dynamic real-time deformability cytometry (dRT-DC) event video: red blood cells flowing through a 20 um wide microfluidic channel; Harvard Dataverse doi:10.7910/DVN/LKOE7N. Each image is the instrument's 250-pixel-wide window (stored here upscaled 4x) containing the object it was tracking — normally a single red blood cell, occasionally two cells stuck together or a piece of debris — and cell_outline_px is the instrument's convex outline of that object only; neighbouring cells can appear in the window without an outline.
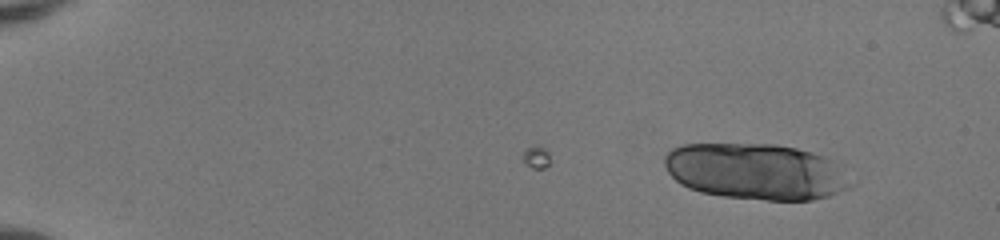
{"species": "human", "species_latin": "Homo sapiens", "temperature_condition": "room temperature", "stored_images_in_passage": 17, "camera_frame_rate_fps": 3000, "um_per_image_px": 0.085, "donor": {"sex": "female"}, "frame": {"image": 1, "passage_image": 17, "time_ms": 5.333, "image_size_px": [1000, 240], "cell_outline_px": [[856, 184], [848, 188], [828, 196], [812, 200], [768, 200], [724, 196], [700, 192], [688, 188], [680, 184], [668, 172], [664, 164], [664, 156], [672, 148], [680, 144], [776, 144], [796, 148], [812, 152], [832, 160]], "centroid_in_image_um": [64.24, 14.57], "position_along_channel_um": 20.8, "area_um2": 61.15}}